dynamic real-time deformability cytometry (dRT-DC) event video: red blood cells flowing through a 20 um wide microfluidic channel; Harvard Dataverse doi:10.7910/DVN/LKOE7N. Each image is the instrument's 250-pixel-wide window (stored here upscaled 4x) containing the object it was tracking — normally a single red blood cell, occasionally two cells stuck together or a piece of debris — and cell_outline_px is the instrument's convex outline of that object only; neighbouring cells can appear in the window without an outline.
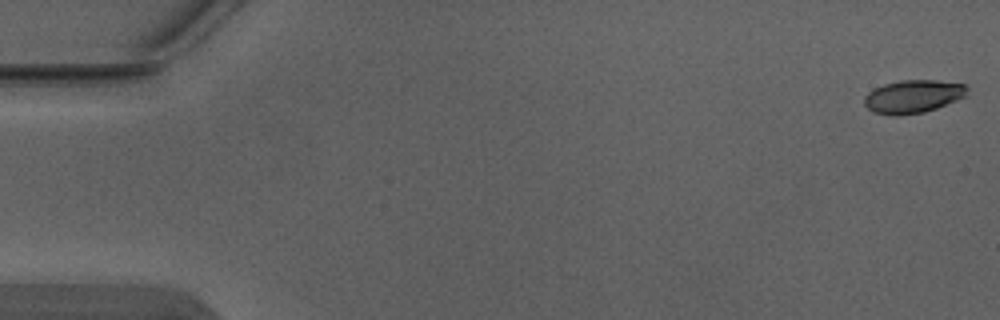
{"species": "Egyptian fruit bat (a non-hibernating species)", "species_latin": "Rousettus aegyptiacus", "temperature_condition": "warm", "stored_images_in_passage": 5, "camera_frame_rate_fps": 3000, "um_per_image_px": 0.085, "animal": {"sex": "male"}, "frame": {"image": 1, "passage_image": 1, "time_ms": 0.0, "image_size_px": [1000, 320], "cell_outline_px": [[968, 88], [964, 96], [956, 100], [936, 108], [924, 112], [896, 116], [892, 116], [872, 112], [864, 104], [864, 96], [868, 92], [884, 84], [900, 80], [936, 80], [968, 84]], "centroid_in_image_um": [77.59, 8.2], "position_along_channel_um": 7.4, "area_um2": 19.88}}
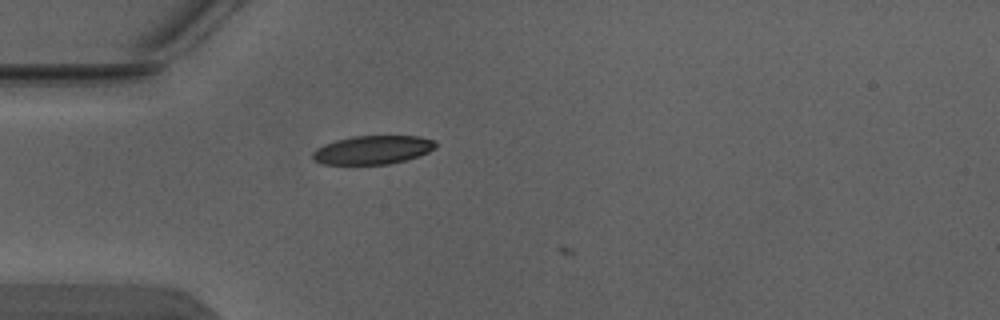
{"frame": {"image": 2, "passage_image": 5, "time_ms": 1.333, "image_size_px": [1000, 320], "cell_outline_px": [[436, 148], [420, 156], [388, 164], [320, 164], [312, 156], [312, 152], [316, 148], [324, 144], [336, 140], [352, 136], [420, 136], [436, 140]], "centroid_in_image_um": [31.7, 12.73], "position_along_channel_um": 53.3, "area_um2": 20.58}}